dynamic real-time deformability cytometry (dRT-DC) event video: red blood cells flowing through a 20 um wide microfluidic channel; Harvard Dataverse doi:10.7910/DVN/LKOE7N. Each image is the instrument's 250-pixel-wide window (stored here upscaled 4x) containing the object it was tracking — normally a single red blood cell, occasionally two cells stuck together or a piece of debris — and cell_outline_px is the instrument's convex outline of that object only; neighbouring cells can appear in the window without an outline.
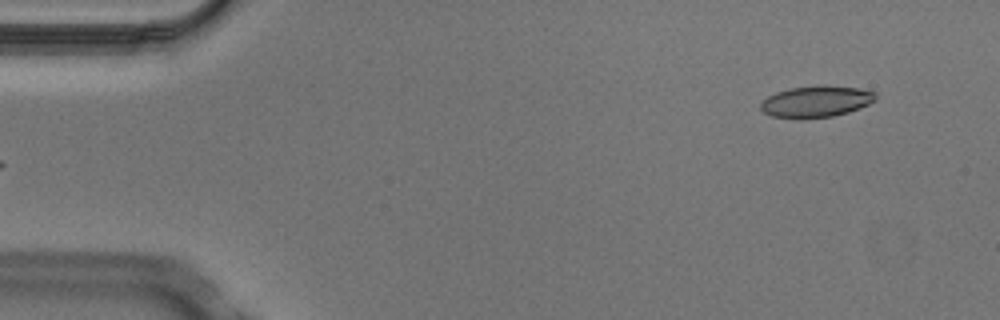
{"species": "Egyptian fruit bat (a non-hibernating species)", "species_latin": "Rousettus aegyptiacus", "temperature_condition": "cold", "stored_images_in_passage": 5, "segment_of_instrument_passage": [2, 2], "camera_frame_rate_fps": 3000, "um_per_image_px": 0.085, "animal": {"sex": "male"}, "frame": {"image": 1, "passage_image": 5, "time_ms": 1.333, "image_size_px": [1000, 320], "cell_outline_px": [[876, 100], [860, 108], [848, 112], [832, 116], [800, 120], [772, 116], [764, 112], [760, 108], [760, 104], [768, 96], [776, 92], [792, 88], [820, 84], [860, 88], [876, 92]], "centroid_in_image_um": [69.38, 8.63], "position_along_channel_um": 15.6, "area_um2": 21.39}}